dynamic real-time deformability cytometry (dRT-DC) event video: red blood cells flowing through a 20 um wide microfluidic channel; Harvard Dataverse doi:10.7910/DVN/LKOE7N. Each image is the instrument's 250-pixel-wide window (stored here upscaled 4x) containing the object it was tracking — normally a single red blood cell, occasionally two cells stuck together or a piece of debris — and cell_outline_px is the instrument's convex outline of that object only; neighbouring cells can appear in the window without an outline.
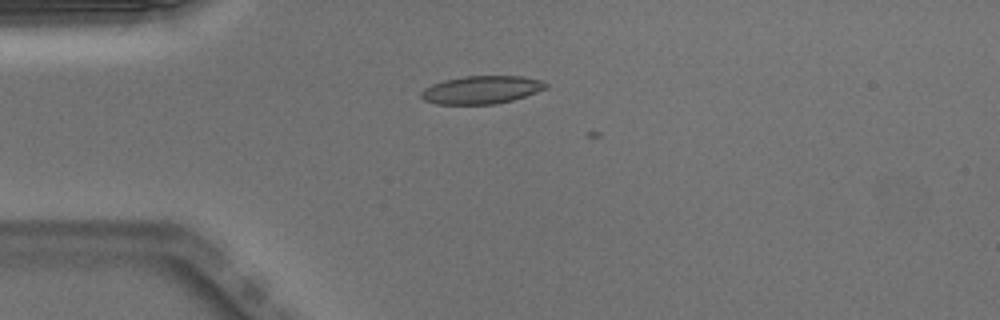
{"species": "Egyptian fruit bat (a non-hibernating species)", "species_latin": "Rousettus aegyptiacus", "temperature_condition": "warm", "stored_images_in_passage": 2, "camera_frame_rate_fps": 3000, "um_per_image_px": 0.085, "animal": {"sex": "male"}, "frame": {"image": 1, "passage_image": 1, "time_ms": 0.0, "image_size_px": [1000, 320], "cell_outline_px": [[548, 88], [512, 100], [496, 104], [436, 104], [424, 100], [420, 96], [420, 92], [424, 88], [432, 84], [444, 80], [464, 76], [520, 76], [540, 80], [548, 84]], "centroid_in_image_um": [40.9, 7.63], "position_along_channel_um": 44.1, "area_um2": 20.29}}